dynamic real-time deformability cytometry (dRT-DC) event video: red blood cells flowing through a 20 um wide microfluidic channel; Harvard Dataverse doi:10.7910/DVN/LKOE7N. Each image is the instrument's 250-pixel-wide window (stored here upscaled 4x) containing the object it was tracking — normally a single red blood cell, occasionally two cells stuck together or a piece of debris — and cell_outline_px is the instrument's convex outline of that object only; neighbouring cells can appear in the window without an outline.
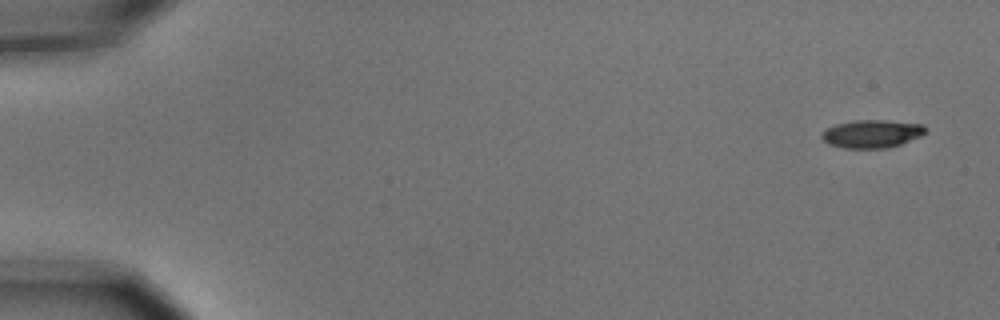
{"species": "common noctule bat (a hibernating species)", "species_latin": "Nyctalus noctula", "temperature_condition": "cold", "stored_images_in_passage": 5, "camera_frame_rate_fps": 3000, "um_per_image_px": 0.085, "animal": {"sex": "male", "body_mass_g": 15.6}, "frame": {"image": 1, "passage_image": 1, "time_ms": 0.0, "image_size_px": [1000, 320], "cell_outline_px": [[928, 132], [920, 136], [900, 144], [884, 148], [844, 148], [828, 144], [820, 136], [828, 128], [836, 124], [856, 120], [884, 120], [924, 124], [928, 128]], "centroid_in_image_um": [74.15, 11.36], "position_along_channel_um": 10.8, "area_um2": 16.88}}
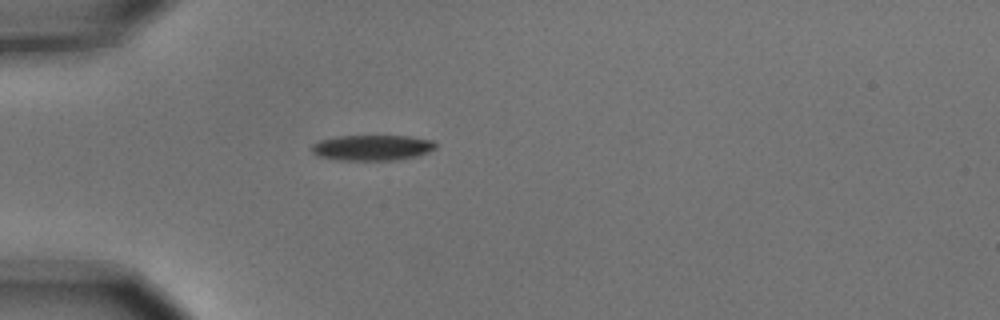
{"frame": {"image": 2, "passage_image": 4, "time_ms": 1.0, "image_size_px": [1000, 320], "cell_outline_px": [[436, 148], [420, 156], [396, 160], [336, 160], [316, 156], [308, 148], [312, 144], [320, 140], [340, 136], [408, 136], [432, 140], [436, 144]], "centroid_in_image_um": [31.61, 12.56], "position_along_channel_um": 53.4, "area_um2": 18.73}}